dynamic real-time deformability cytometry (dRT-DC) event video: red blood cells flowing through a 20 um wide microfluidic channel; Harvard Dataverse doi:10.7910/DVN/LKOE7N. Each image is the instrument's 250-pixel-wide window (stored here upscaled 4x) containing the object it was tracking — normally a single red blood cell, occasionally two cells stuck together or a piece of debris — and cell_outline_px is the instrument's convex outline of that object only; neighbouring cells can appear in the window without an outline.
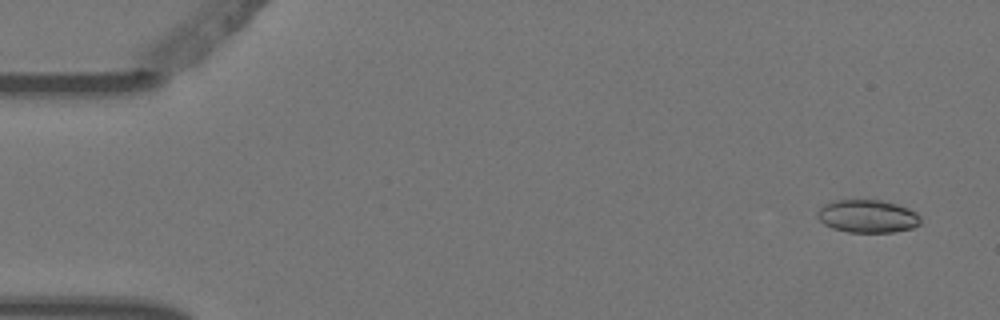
{"species": "Egyptian fruit bat (a non-hibernating species)", "species_latin": "Rousettus aegyptiacus", "temperature_condition": "warm", "stored_images_in_passage": 5, "camera_frame_rate_fps": 3000, "um_per_image_px": 0.085, "animal": {"sex": "female"}, "frame": {"image": 1, "passage_image": 1, "time_ms": 0.0, "image_size_px": [1000, 320], "cell_outline_px": [[920, 224], [912, 228], [892, 232], [848, 232], [832, 228], [824, 224], [816, 216], [816, 212], [824, 204], [832, 200], [880, 200], [896, 204], [908, 208], [916, 212], [920, 216]], "centroid_in_image_um": [73.72, 18.38], "position_along_channel_um": 11.3, "area_um2": 19.83}}
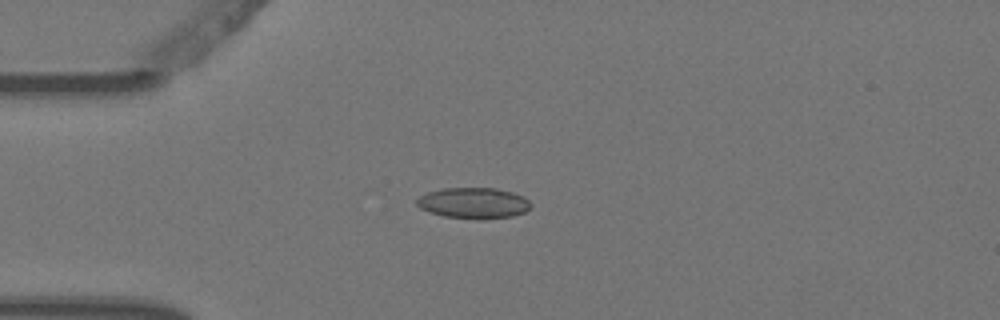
{"frame": {"image": 2, "passage_image": 4, "time_ms": 1.0, "image_size_px": [1000, 320], "cell_outline_px": [[532, 204], [524, 212], [512, 216], [484, 220], [476, 220], [444, 216], [428, 212], [420, 208], [416, 204], [416, 200], [420, 196], [428, 192], [444, 188], [496, 188], [512, 192], [524, 196]], "centroid_in_image_um": [40.25, 17.27], "position_along_channel_um": 44.8, "area_um2": 20.75}}
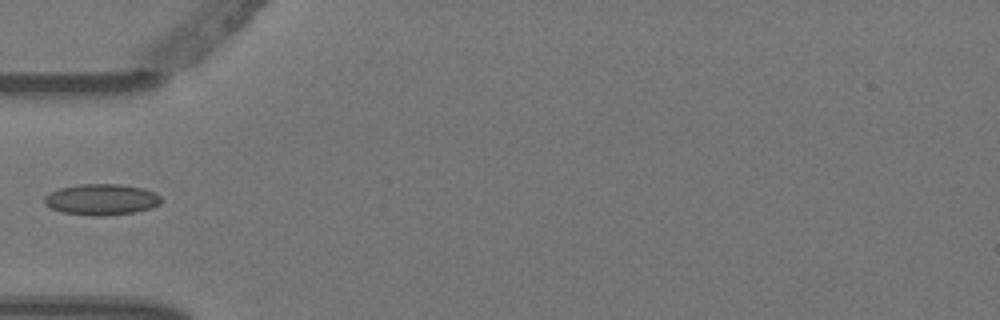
{"frame": {"image": 3, "passage_image": 5, "time_ms": 1.333, "image_size_px": [1000, 320], "cell_outline_px": [[160, 204], [152, 208], [136, 212], [104, 216], [92, 216], [64, 212], [52, 208], [44, 204], [44, 196], [60, 188], [80, 184], [120, 184], [144, 188], [160, 196]], "centroid_in_image_um": [8.64, 16.96], "position_along_channel_um": 76.4, "area_um2": 21.1}}